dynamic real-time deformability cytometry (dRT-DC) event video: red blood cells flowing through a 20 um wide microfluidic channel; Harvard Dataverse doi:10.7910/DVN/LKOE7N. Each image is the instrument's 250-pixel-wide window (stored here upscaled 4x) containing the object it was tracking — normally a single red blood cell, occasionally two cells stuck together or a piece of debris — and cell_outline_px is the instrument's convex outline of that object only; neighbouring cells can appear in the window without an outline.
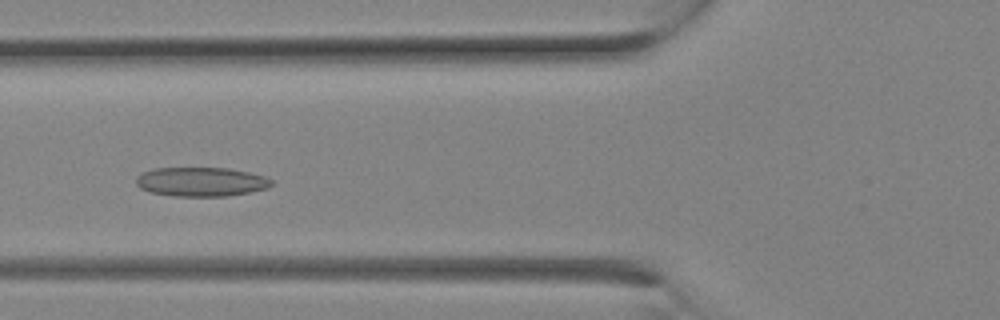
{"species": "Egyptian fruit bat (a non-hibernating species)", "species_latin": "Rousettus aegyptiacus", "temperature_condition": "room temperature", "stored_images_in_passage": 6, "camera_frame_rate_fps": 3000, "um_per_image_px": 0.085, "animal": {"sex": "female"}, "frame": {"image": 1, "passage_image": 5, "time_ms": 1.333, "image_size_px": [1000, 320], "cell_outline_px": [[272, 184], [268, 188], [228, 196], [176, 196], [148, 192], [140, 188], [136, 184], [136, 176], [140, 172], [152, 168], [228, 168], [248, 172], [264, 176], [272, 180]], "centroid_in_image_um": [17.04, 15.45], "position_along_channel_um": 108.8, "area_um2": 23.12}}